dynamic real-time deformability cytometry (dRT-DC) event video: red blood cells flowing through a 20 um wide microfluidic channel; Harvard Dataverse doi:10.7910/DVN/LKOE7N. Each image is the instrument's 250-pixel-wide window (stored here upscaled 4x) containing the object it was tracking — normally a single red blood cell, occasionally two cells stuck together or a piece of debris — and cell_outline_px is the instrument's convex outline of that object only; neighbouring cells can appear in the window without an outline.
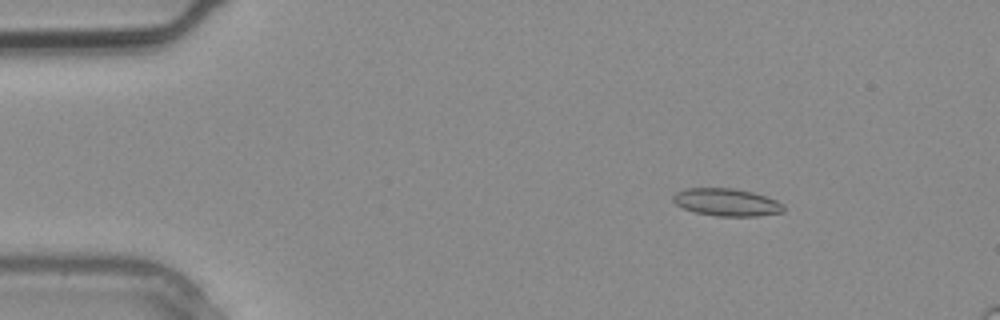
{"species": "common noctule bat (a hibernating species)", "species_latin": "Nyctalus noctula", "temperature_condition": "warm", "stored_images_in_passage": 4, "camera_frame_rate_fps": 3000, "um_per_image_px": 0.085, "animal": {"sex": "male", "body_mass_g": 20.4}, "frame": {"image": 1, "passage_image": 2, "time_ms": 0.333, "image_size_px": [1000, 320], "cell_outline_px": [[784, 212], [756, 216], [716, 216], [696, 212], [684, 208], [676, 204], [672, 200], [672, 196], [676, 192], [688, 188], [732, 188], [752, 192], [776, 200], [784, 204]], "centroid_in_image_um": [61.76, 17.19], "position_along_channel_um": 23.2, "area_um2": 17.63}}